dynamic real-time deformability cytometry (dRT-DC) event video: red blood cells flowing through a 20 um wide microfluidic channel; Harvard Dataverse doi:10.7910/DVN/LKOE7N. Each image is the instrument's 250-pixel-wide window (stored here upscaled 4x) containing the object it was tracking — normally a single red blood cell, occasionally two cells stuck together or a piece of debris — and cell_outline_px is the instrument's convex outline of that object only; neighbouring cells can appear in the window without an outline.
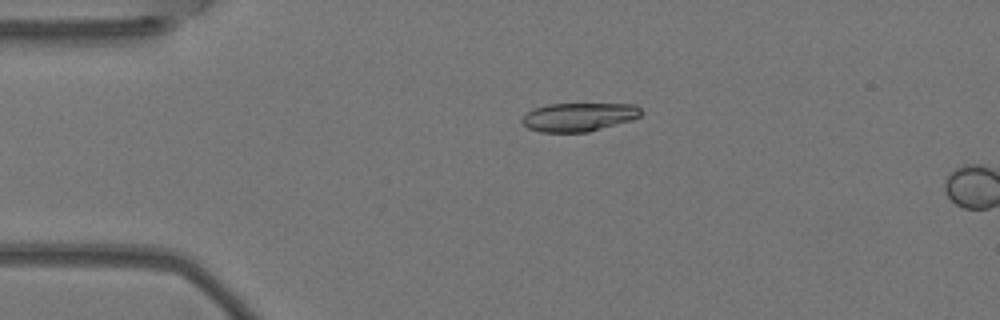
{"species": "Egyptian fruit bat (a non-hibernating species)", "species_latin": "Rousettus aegyptiacus", "temperature_condition": "warm", "stored_images_in_passage": 3, "camera_frame_rate_fps": 3000, "um_per_image_px": 0.085, "animal": {"sex": "female"}, "frame": {"image": 1, "passage_image": 3, "time_ms": 0.667, "image_size_px": [1000, 320], "cell_outline_px": [[644, 112], [640, 116], [628, 120], [588, 132], [540, 132], [528, 128], [520, 120], [532, 108], [548, 104], [636, 104]], "centroid_in_image_um": [49.17, 9.93], "position_along_channel_um": 35.8, "area_um2": 19.65}}